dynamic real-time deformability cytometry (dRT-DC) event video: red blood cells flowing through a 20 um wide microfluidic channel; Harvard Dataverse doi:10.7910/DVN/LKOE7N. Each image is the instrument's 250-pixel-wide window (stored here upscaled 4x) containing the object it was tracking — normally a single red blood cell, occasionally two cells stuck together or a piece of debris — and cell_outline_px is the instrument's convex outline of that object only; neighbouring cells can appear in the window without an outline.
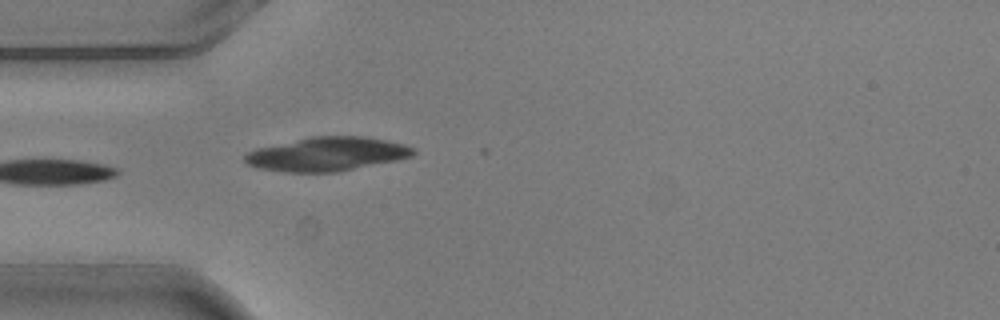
{"species": "common noctule bat (a hibernating species)", "species_latin": "Nyctalus noctula", "temperature_condition": "warm", "stored_images_in_passage": 4, "camera_frame_rate_fps": 3000, "um_per_image_px": 0.085, "animal": {"sex": "male", "body_mass_g": 20.5, "forearm_length_mm": 52.5}, "frame": {"image": 1, "passage_image": 4, "time_ms": 1.0, "image_size_px": [1000, 320], "cell_outline_px": [[416, 152], [412, 156], [396, 160], [340, 172], [284, 172], [256, 168], [248, 164], [244, 160], [244, 156], [248, 152], [256, 148], [312, 136], [368, 136], [388, 140], [404, 144], [416, 148]], "centroid_in_image_um": [27.82, 13.09], "position_along_channel_um": 57.2, "area_um2": 33.52}}